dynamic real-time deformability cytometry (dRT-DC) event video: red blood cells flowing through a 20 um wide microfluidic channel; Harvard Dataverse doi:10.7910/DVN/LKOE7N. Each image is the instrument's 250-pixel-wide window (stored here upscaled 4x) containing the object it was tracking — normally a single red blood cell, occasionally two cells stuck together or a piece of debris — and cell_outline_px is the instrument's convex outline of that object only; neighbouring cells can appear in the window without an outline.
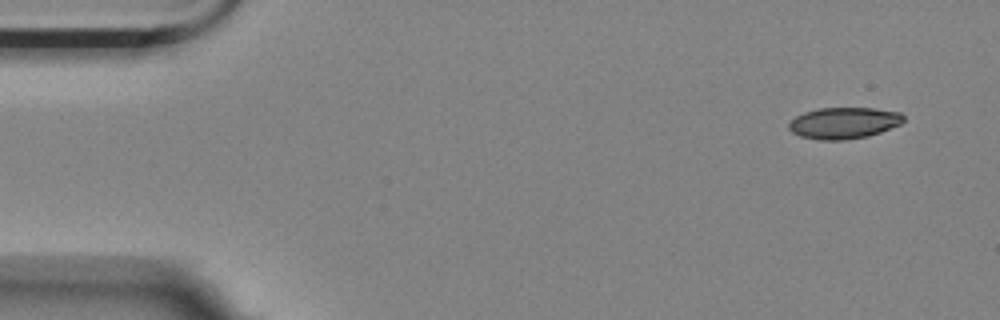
{"species": "Egyptian fruit bat (a non-hibernating species)", "species_latin": "Rousettus aegyptiacus", "temperature_condition": "room temperature", "stored_images_in_passage": 5, "camera_frame_rate_fps": 3000, "um_per_image_px": 0.085, "animal": {"sex": "female"}, "frame": {"image": 1, "passage_image": 1, "time_ms": 0.0, "image_size_px": [1000, 320], "cell_outline_px": [[904, 120], [900, 124], [880, 132], [868, 136], [844, 140], [820, 140], [800, 136], [792, 132], [788, 128], [788, 124], [796, 116], [804, 112], [820, 108], [872, 108], [900, 112], [904, 116]], "centroid_in_image_um": [71.72, 10.45], "position_along_channel_um": 13.3, "area_um2": 20.92}}